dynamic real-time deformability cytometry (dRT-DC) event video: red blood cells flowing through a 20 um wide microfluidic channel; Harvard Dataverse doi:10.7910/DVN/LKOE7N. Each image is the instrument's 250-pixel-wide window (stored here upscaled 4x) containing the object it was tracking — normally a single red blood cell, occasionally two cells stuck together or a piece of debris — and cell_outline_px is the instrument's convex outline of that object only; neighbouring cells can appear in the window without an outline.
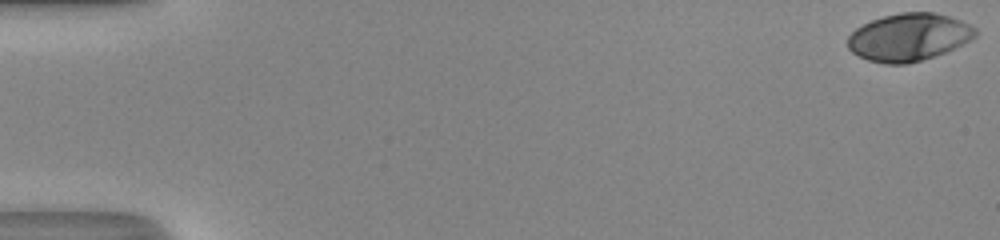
{"species": "human", "species_latin": "Homo sapiens", "temperature_condition": "room temperature", "stored_images_in_passage": 45, "camera_frame_rate_fps": 3000, "um_per_image_px": 0.085, "donor": {"sex": "male"}, "frame": {"image": 1, "passage_image": 1, "time_ms": 0.0, "image_size_px": [1000, 240], "cell_outline_px": [[976, 36], [944, 52], [908, 64], [884, 64], [868, 60], [852, 52], [848, 48], [848, 36], [856, 28], [872, 20], [884, 16], [900, 12], [932, 12], [948, 16], [972, 24], [976, 28]], "centroid_in_image_um": [77.23, 3.15], "position_along_channel_um": 7.8, "area_um2": 35.03}}
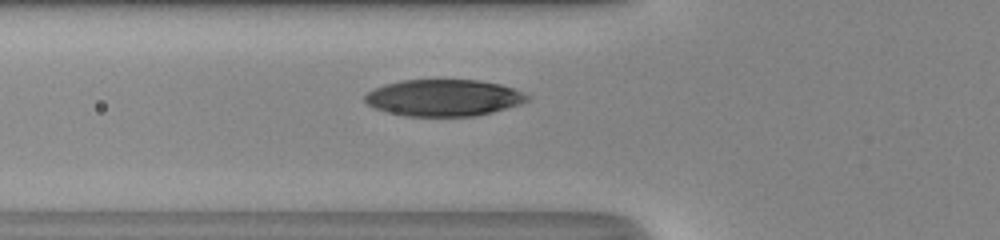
{"frame": {"image": 2, "passage_image": 20, "time_ms": 6.333, "image_size_px": [1000, 240], "cell_outline_px": [[532, 96], [528, 100], [520, 104], [492, 112], [476, 116], [404, 116], [388, 112], [376, 108], [368, 104], [364, 100], [364, 96], [372, 88], [384, 84], [400, 80], [480, 80], [500, 84], [512, 88]], "centroid_in_image_um": [37.7, 8.3], "position_along_channel_um": 88.1, "area_um2": 34.8}}
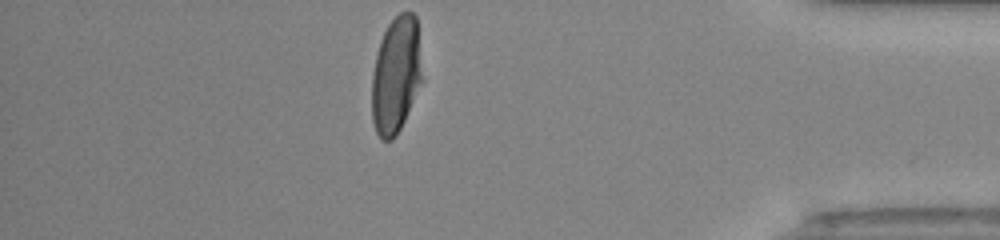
{"frame": {"image": 3, "passage_image": 45, "time_ms": 14.667, "image_size_px": [1000, 240], "cell_outline_px": [[424, 80], [396, 136], [392, 140], [380, 140], [376, 132], [372, 120], [372, 72], [380, 40], [388, 24], [400, 12], [412, 12], [416, 16]], "centroid_in_image_um": [33.67, 6.38], "position_along_channel_um": 401.5, "area_um2": 34.68}, "authors_computed_cell_mechanics": {"area_um2": 35.4314, "velocity_mm_per_s": 4.1932, "shape_relaxation_time_tau1_ms": 3.8838, "shape_relaxation_time_tau2_ms": null, "deformation_change_tau1": 0.2171, "deformation_change_tau2": null}}